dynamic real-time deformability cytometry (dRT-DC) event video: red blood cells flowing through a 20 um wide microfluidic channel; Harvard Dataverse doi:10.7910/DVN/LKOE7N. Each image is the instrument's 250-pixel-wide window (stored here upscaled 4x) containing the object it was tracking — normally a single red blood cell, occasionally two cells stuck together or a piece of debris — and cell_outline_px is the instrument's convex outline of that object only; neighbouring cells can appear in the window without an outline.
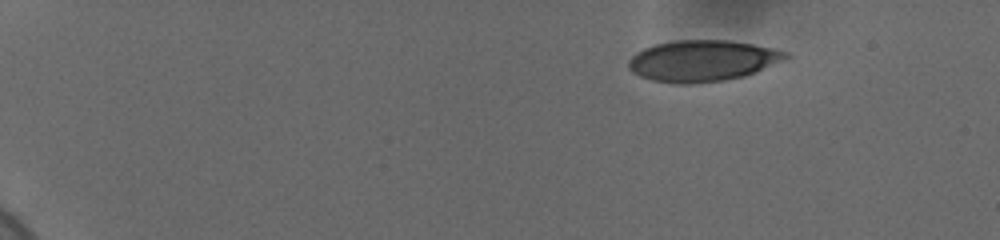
{"species": "human", "species_latin": "Homo sapiens", "temperature_condition": "cold", "stored_images_in_passage": 50, "camera_frame_rate_fps": 3000, "um_per_image_px": 0.085, "donor": {"sex": "female"}, "frame": {"image": 1, "passage_image": 1, "time_ms": 0.0, "image_size_px": [1000, 240], "cell_outline_px": [[792, 56], [744, 76], [724, 80], [692, 84], [676, 84], [652, 80], [640, 76], [632, 72], [628, 68], [628, 60], [636, 52], [644, 48], [656, 44], [672, 40], [728, 40], [752, 44], [772, 48], [788, 52]], "centroid_in_image_um": [59.67, 5.16], "position_along_channel_um": 25.3, "area_um2": 37.69}}
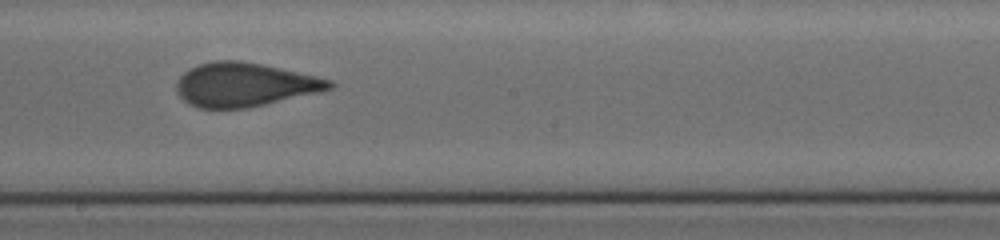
{"frame": {"image": 2, "passage_image": 28, "time_ms": 9.0, "image_size_px": [1000, 240], "cell_outline_px": [[336, 84], [332, 88], [316, 92], [248, 108], [196, 108], [188, 104], [176, 92], [176, 84], [180, 76], [184, 72], [200, 64], [216, 60], [240, 60], [280, 68], [316, 76], [332, 80]], "centroid_in_image_um": [20.75, 7.2], "position_along_channel_um": 227.4, "area_um2": 38.73}}
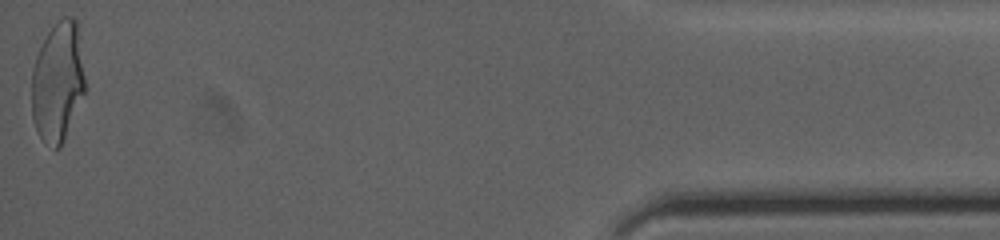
{"frame": {"image": 3, "passage_image": 50, "time_ms": 16.333, "image_size_px": [1000, 240], "cell_outline_px": [[84, 92], [60, 148], [52, 148], [36, 132], [32, 116], [32, 68], [36, 56], [48, 32], [64, 16], [76, 16], [84, 76]], "centroid_in_image_um": [4.89, 6.96], "position_along_channel_um": 430.3, "area_um2": 36.7}, "authors_computed_cell_mechanics": {"area_um2": 38.5815, "velocity_mm_per_s": 3.6988, "shape_relaxation_time_tau1_ms": 6.4612, "shape_relaxation_time_tau2_ms": 0.8371, "deformation_change_tau1": 0.17, "deformation_change_tau2": 0.0673}}